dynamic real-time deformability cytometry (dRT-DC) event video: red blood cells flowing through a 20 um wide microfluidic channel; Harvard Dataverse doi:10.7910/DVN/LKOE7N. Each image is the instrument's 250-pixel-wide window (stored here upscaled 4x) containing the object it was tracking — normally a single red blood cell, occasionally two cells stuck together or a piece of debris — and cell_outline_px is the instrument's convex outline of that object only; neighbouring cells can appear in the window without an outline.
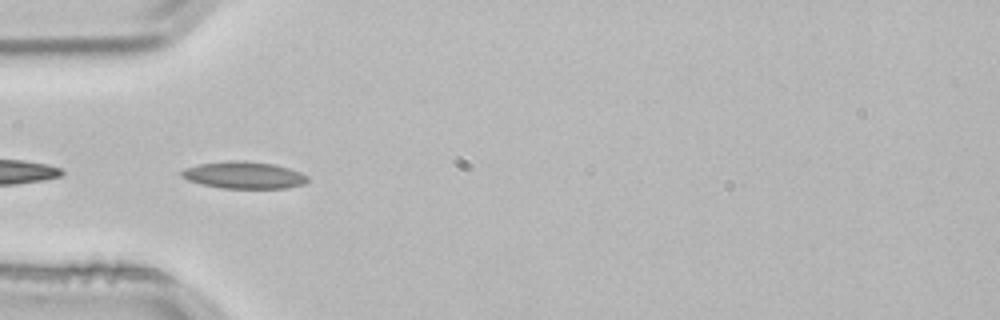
{"species": "common noctule bat (a hibernating species)", "species_latin": "Nyctalus noctula", "temperature_condition": "room temperature", "stored_images_in_passage": 4, "camera_frame_rate_fps": 3000, "um_per_image_px": 0.085, "animal": {"sex": "male", "body_mass_g": 21.5, "forearm_length_mm": 52.0}, "frame": {"image": 1, "passage_image": 3, "time_ms": 0.667, "image_size_px": [1000, 320], "cell_outline_px": [[308, 180], [304, 184], [288, 188], [220, 188], [188, 180], [180, 176], [180, 172], [184, 168], [200, 164], [228, 160], [244, 160], [276, 164], [300, 172], [308, 176]], "centroid_in_image_um": [20.74, 14.87], "position_along_channel_um": 64.3, "area_um2": 19.94}}